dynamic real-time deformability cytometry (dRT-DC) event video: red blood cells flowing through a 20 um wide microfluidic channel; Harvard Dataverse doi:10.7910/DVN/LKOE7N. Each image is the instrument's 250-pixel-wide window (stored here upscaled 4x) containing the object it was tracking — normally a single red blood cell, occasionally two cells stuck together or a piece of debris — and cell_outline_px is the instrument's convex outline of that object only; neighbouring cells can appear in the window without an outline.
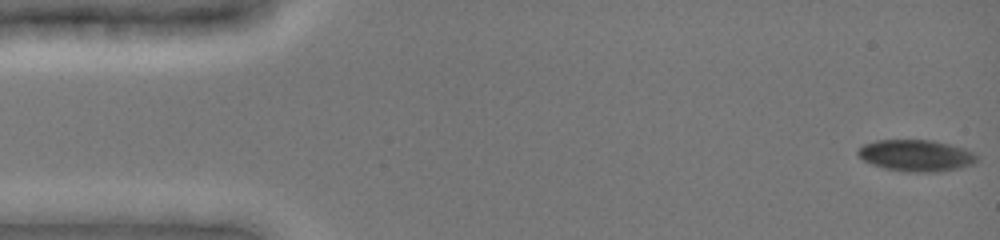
{"species": "common noctule bat (a hibernating species)", "species_latin": "Nyctalus noctula", "temperature_condition": "cold", "stored_images_in_passage": 49, "camera_frame_rate_fps": 3000, "um_per_image_px": 0.085, "animal": {"sex": "female", "body_mass_g": 19.0, "forearm_length_mm": 51.5}, "frame": {"image": 1, "passage_image": 1, "time_ms": 0.0, "image_size_px": [1000, 240], "cell_outline_px": [[976, 160], [972, 164], [960, 168], [932, 172], [908, 172], [884, 168], [872, 164], [864, 160], [856, 152], [864, 144], [876, 140], [936, 140], [964, 148], [972, 152], [976, 156]], "centroid_in_image_um": [77.86, 13.21], "position_along_channel_um": 7.1, "area_um2": 21.73}}
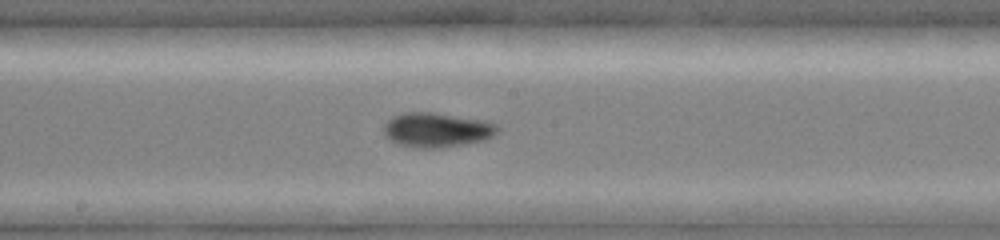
{"frame": {"image": 2, "passage_image": 26, "time_ms": 8.333, "image_size_px": [1000, 240], "cell_outline_px": [[500, 128], [492, 136], [484, 140], [440, 148], [424, 148], [396, 144], [384, 136], [384, 124], [392, 116], [404, 112], [436, 112], [484, 120], [496, 124]], "centroid_in_image_um": [37.1, 11.03], "position_along_channel_um": 211.1, "area_um2": 23.0}}
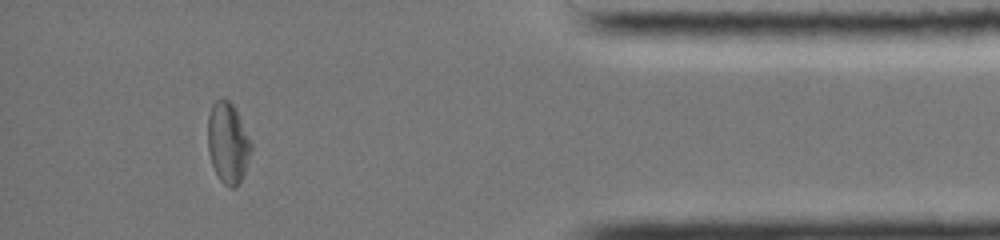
{"frame": {"image": 3, "passage_image": 44, "time_ms": 14.333, "image_size_px": [1000, 240], "cell_outline_px": [[252, 152], [244, 172], [240, 180], [232, 188], [228, 188], [220, 180], [212, 164], [208, 152], [208, 116], [212, 104], [216, 100], [228, 100], [232, 104], [252, 144]], "centroid_in_image_um": [19.36, 12.16], "position_along_channel_um": 415.8, "area_um2": 20.0}, "authors_computed_cell_mechanics": {"area_um2": 21.7328, "velocity_mm_per_s": 3.9167, "shape_relaxation_time_tau1_ms": 4.8974, "shape_relaxation_time_tau2_ms": 6.4828, "deformation_change_tau1": 0.1201, "deformation_change_tau2": 0.0729}}